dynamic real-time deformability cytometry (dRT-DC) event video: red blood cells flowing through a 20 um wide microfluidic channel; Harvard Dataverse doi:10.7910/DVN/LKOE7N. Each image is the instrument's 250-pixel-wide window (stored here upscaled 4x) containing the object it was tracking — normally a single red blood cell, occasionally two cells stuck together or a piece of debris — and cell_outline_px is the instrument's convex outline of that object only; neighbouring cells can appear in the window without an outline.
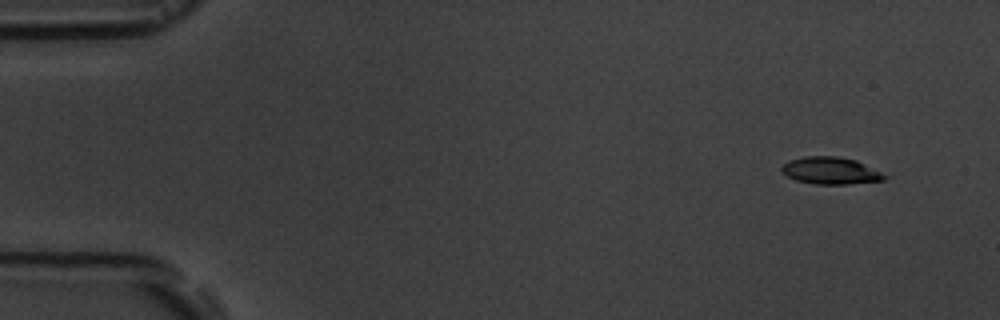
{"species": "common noctule bat (a hibernating species)", "species_latin": "Nyctalus noctula", "temperature_condition": "room temperature", "stored_images_in_passage": 5, "camera_frame_rate_fps": 3000, "um_per_image_px": 0.085, "animal": {"sex": "male", "body_mass_g": 19.5, "forearm_length_mm": 54.6}, "frame": {"image": 1, "passage_image": 1, "time_ms": 0.0, "image_size_px": [1000, 320], "cell_outline_px": [[892, 176], [884, 180], [848, 184], [816, 184], [796, 180], [788, 176], [780, 168], [788, 160], [804, 156], [836, 156], [856, 160]], "centroid_in_image_um": [70.66, 14.5], "position_along_channel_um": 14.3, "area_um2": 16.36}}